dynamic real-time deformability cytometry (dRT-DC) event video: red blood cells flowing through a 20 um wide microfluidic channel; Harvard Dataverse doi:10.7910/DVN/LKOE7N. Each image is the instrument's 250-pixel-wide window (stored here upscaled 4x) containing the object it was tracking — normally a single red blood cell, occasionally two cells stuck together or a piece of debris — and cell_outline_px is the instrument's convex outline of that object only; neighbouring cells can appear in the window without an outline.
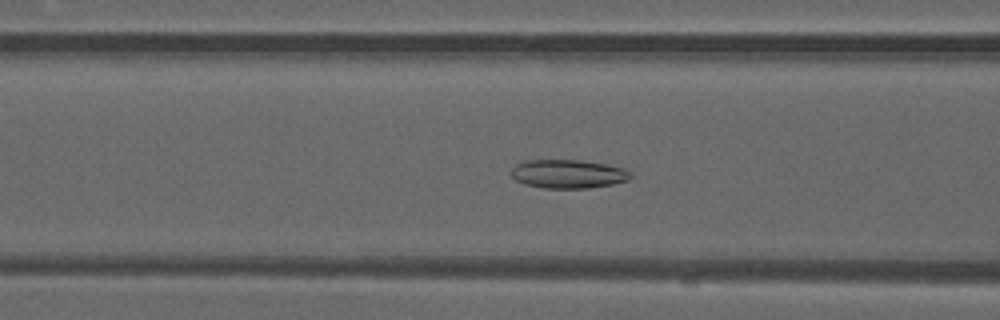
{"species": "common noctule bat (a hibernating species)", "species_latin": "Nyctalus noctula", "temperature_condition": "warm", "stored_images_in_passage": 35, "camera_frame_rate_fps": 3000, "um_per_image_px": 0.085, "animal": {"sex": "male", "forearm_length_mm": 52.5}, "frame": {"image": 1, "passage_image": 5, "time_ms": 1.333, "image_size_px": [1000, 320], "cell_outline_px": [[632, 176], [628, 180], [612, 184], [588, 188], [544, 188], [524, 184], [516, 180], [512, 176], [512, 168], [516, 164], [524, 160], [580, 160], [604, 164], [624, 168]], "centroid_in_image_um": [48.26, 14.78], "position_along_channel_um": 118.3, "area_um2": 19.83}}
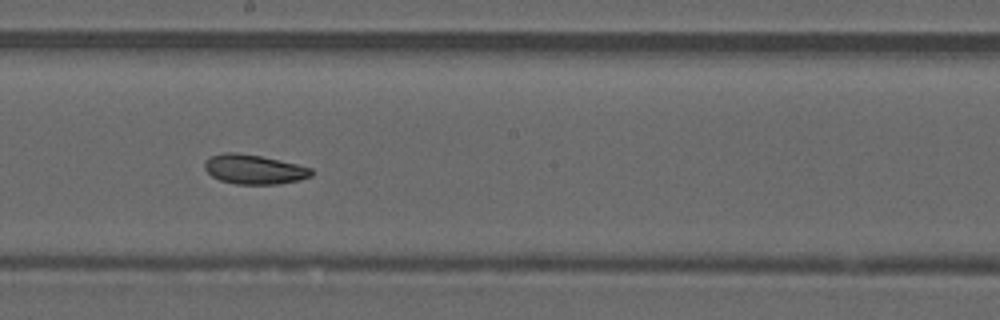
{"frame": {"image": 2, "passage_image": 13, "time_ms": 4.0, "image_size_px": [1000, 320], "cell_outline_px": [[312, 176], [300, 180], [276, 184], [236, 184], [220, 180], [212, 176], [204, 168], [204, 164], [212, 156], [224, 152], [236, 152], [260, 156], [280, 160], [312, 168]], "centroid_in_image_um": [21.61, 14.4], "position_along_channel_um": 226.6, "area_um2": 18.21}}
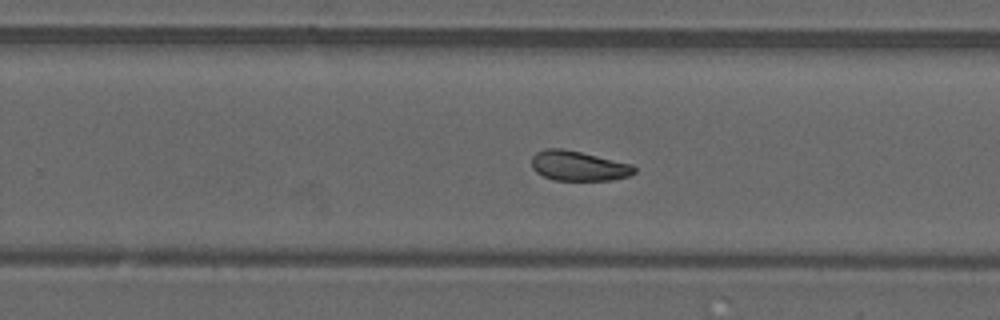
{"frame": {"image": 3, "passage_image": 17, "time_ms": 5.333, "image_size_px": [1000, 320], "cell_outline_px": [[636, 172], [628, 176], [612, 180], [552, 180], [536, 172], [532, 168], [532, 156], [536, 152], [544, 148], [560, 148], [580, 152], [632, 164], [636, 168]], "centroid_in_image_um": [49.15, 14.1], "position_along_channel_um": 280.6, "area_um2": 17.86}, "authors_computed_cell_mechanics": {"area_um2": 18.5538, "velocity_mm_per_s": 4.0664, "shape_relaxation_time_tau1_ms": null, "shape_relaxation_time_tau2_ms": 3.337, "deformation_change_tau1": null, "deformation_change_tau2": 0.0869}}